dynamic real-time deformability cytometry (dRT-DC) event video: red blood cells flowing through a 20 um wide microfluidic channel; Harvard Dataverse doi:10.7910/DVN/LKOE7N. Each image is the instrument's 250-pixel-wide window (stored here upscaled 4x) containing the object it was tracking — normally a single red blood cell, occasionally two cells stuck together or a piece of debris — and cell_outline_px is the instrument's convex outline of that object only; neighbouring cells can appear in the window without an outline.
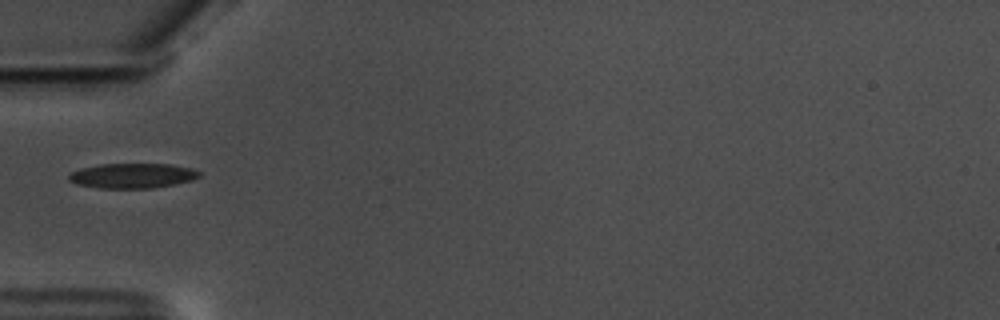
{"species": "common noctule bat (a hibernating species)", "species_latin": "Nyctalus noctula", "temperature_condition": "warm", "stored_images_in_passage": 8, "camera_frame_rate_fps": 3000, "um_per_image_px": 0.085, "animal": {"sex": "male", "body_mass_g": 17.5, "forearm_length_mm": 52.3}, "frame": {"image": 1, "passage_image": 1, "time_ms": 0.0, "image_size_px": [1000, 320], "cell_outline_px": [[200, 176], [192, 180], [176, 184], [152, 188], [100, 188], [76, 184], [68, 180], [68, 176], [72, 172], [80, 168], [100, 164], [168, 164], [192, 168], [200, 172]], "centroid_in_image_um": [11.25, 14.93], "position_along_channel_um": 73.7, "area_um2": 18.96}}
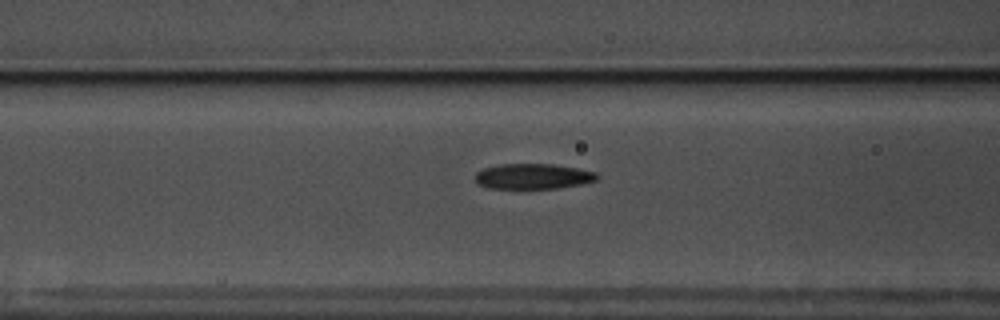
{"frame": {"image": 2, "passage_image": 5, "time_ms": 1.333, "image_size_px": [1000, 320], "cell_outline_px": [[600, 176], [596, 180], [580, 184], [560, 188], [488, 188], [476, 184], [476, 172], [484, 168], [500, 164], [552, 164], [576, 168], [596, 172]], "centroid_in_image_um": [45.3, 14.99], "position_along_channel_um": 121.3, "area_um2": 17.98}}
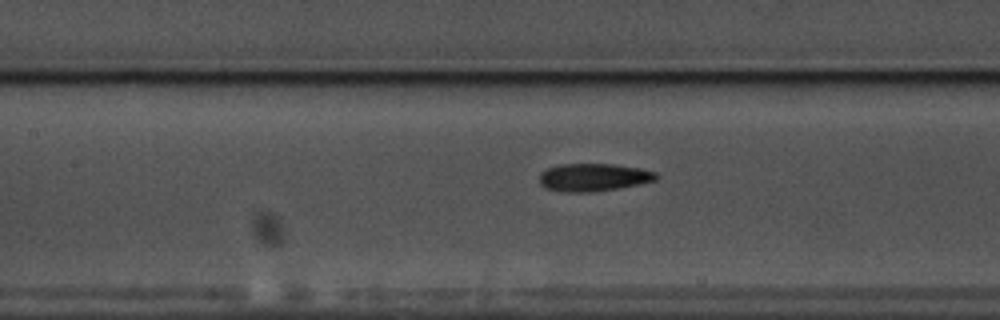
{"frame": {"image": 3, "passage_image": 8, "time_ms": 2.333, "image_size_px": [1000, 320], "cell_outline_px": [[660, 176], [656, 180], [640, 184], [620, 188], [592, 192], [564, 192], [544, 188], [540, 184], [540, 172], [548, 168], [560, 164], [612, 164], [640, 168], [656, 172]], "centroid_in_image_um": [50.46, 15.08], "position_along_channel_um": 156.9, "area_um2": 19.07}}